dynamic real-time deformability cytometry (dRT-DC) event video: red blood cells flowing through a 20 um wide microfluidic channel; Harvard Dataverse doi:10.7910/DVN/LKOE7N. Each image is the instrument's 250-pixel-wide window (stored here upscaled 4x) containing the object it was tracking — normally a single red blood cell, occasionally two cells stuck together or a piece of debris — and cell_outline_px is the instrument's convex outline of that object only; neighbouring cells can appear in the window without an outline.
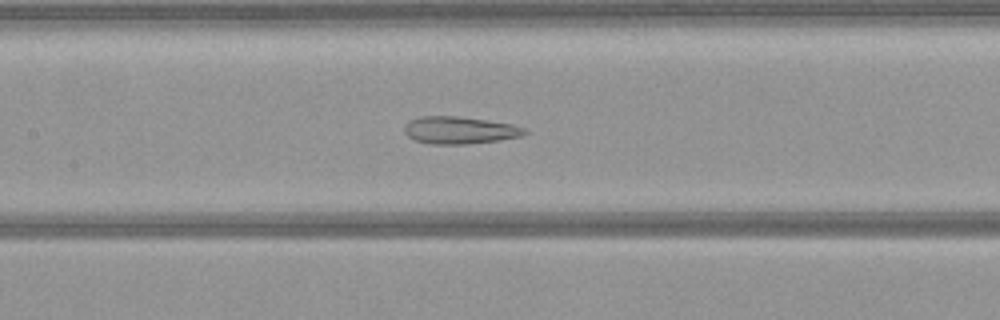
{"species": "common noctule bat (a hibernating species)", "species_latin": "Nyctalus noctula", "temperature_condition": "warm", "stored_images_in_passage": 36, "camera_frame_rate_fps": 3000, "um_per_image_px": 0.085, "animal": {"sex": "female", "body_mass_g": 21.9}, "frame": {"image": 1, "passage_image": 8, "time_ms": 2.333, "image_size_px": [1000, 320], "cell_outline_px": [[528, 132], [520, 136], [500, 140], [468, 144], [432, 144], [416, 140], [408, 136], [404, 132], [404, 124], [408, 120], [420, 116], [460, 116], [512, 124], [524, 128]], "centroid_in_image_um": [39.03, 11.06], "position_along_channel_um": 168.4, "area_um2": 19.19}}
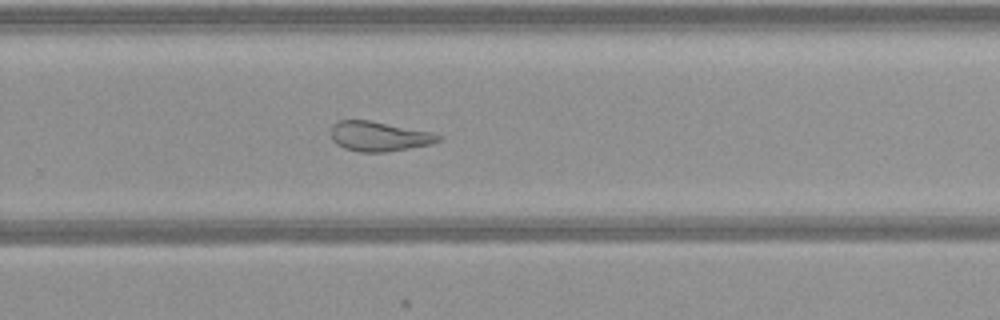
{"frame": {"image": 2, "passage_image": 18, "time_ms": 5.667, "image_size_px": [1000, 320], "cell_outline_px": [[444, 136], [440, 140], [432, 144], [384, 152], [360, 152], [344, 148], [336, 144], [332, 140], [332, 124], [340, 120], [372, 120], [432, 132]], "centroid_in_image_um": [32.23, 11.58], "position_along_channel_um": 297.6, "area_um2": 18.73}}
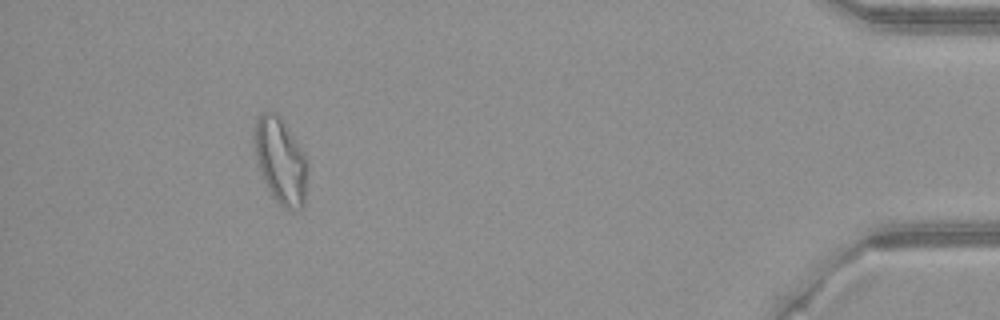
{"frame": {"image": 3, "passage_image": 32, "time_ms": 10.333, "image_size_px": [1000, 320], "cell_outline_px": [[304, 204], [300, 208], [284, 208], [272, 196], [264, 180], [256, 156], [252, 140], [252, 136], [256, 120], [260, 112], [276, 112], [280, 116], [288, 128], [304, 156]], "centroid_in_image_um": [23.76, 13.59], "position_along_channel_um": 411.4, "area_um2": 25.61}}